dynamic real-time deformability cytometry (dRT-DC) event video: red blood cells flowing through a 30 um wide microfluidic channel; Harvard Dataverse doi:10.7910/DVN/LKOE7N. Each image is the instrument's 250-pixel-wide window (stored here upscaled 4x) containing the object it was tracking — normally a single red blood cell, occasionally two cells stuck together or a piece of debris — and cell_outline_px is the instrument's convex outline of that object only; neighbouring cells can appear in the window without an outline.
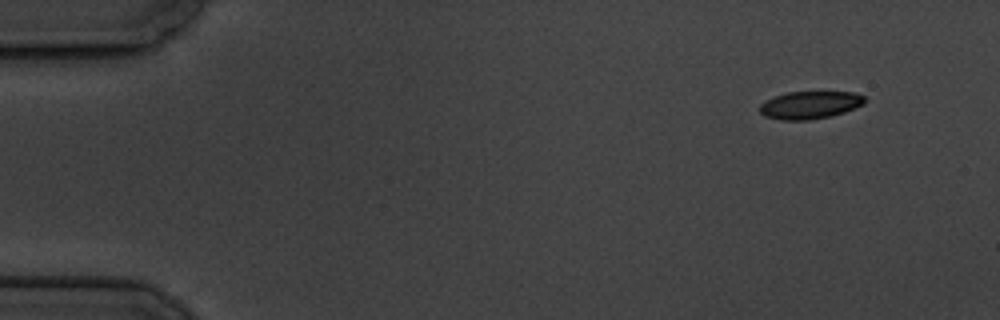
{"species": "common noctule bat (a hibernating species)", "species_latin": "Nyctalus noctula", "temperature_condition": "cold", "stored_images_in_passage": 8, "camera_frame_rate_fps": 3000, "um_per_image_px": 0.085, "animal": {"sex": "male", "body_mass_g": 19.5, "forearm_length_mm": 54.6}, "frame": {"image": 1, "passage_image": 1, "time_ms": 0.0, "image_size_px": [1000, 320], "cell_outline_px": [[864, 104], [844, 112], [832, 116], [808, 120], [780, 120], [764, 116], [760, 112], [760, 104], [764, 100], [772, 96], [788, 92], [852, 92], [864, 96]], "centroid_in_image_um": [68.8, 8.93], "position_along_channel_um": 16.2, "area_um2": 16.99}}
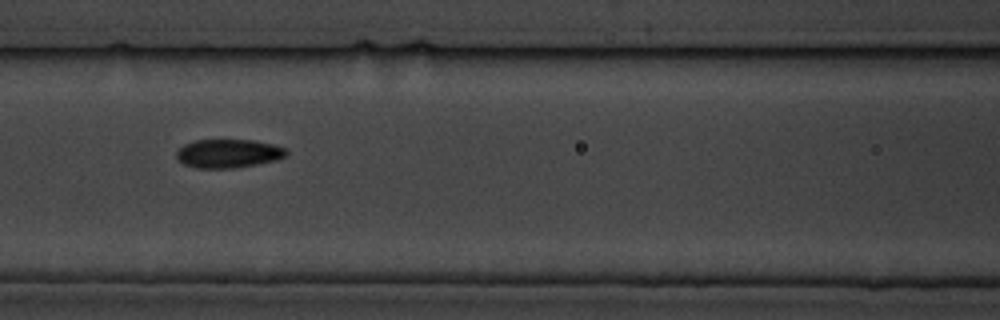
{"frame": {"image": 2, "passage_image": 7, "time_ms": 7.0, "image_size_px": [1000, 320], "cell_outline_px": [[288, 152], [284, 156], [276, 160], [256, 164], [232, 168], [196, 168], [184, 164], [176, 156], [176, 152], [184, 144], [196, 140], [252, 140], [272, 144], [288, 148]], "centroid_in_image_um": [19.41, 13.04], "position_along_channel_um": 147.2, "area_um2": 18.21}}
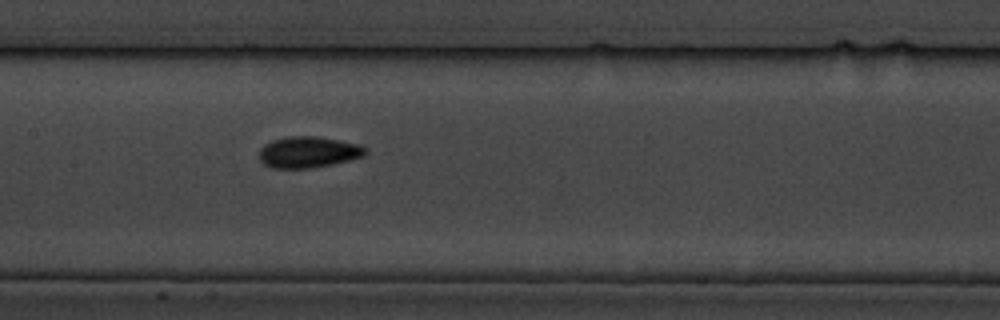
{"frame": {"image": 3, "passage_image": 8, "time_ms": 8.0, "image_size_px": [1000, 320], "cell_outline_px": [[368, 152], [364, 156], [332, 164], [312, 168], [272, 168], [264, 164], [260, 160], [260, 148], [264, 144], [272, 140], [288, 136], [316, 136], [356, 144], [368, 148]], "centroid_in_image_um": [26.19, 12.93], "position_along_channel_um": 181.2, "area_um2": 19.25}}